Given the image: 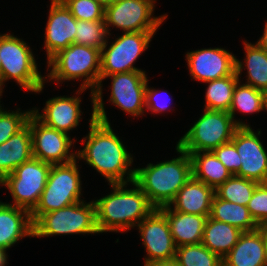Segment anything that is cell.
Wrapping results in <instances>:
<instances>
[{"label":"cell","mask_w":267,"mask_h":266,"mask_svg":"<svg viewBox=\"0 0 267 266\" xmlns=\"http://www.w3.org/2000/svg\"><path fill=\"white\" fill-rule=\"evenodd\" d=\"M81 143L85 146L76 152V159L85 160L106 178L108 184L134 181L135 168H130L133 162L131 153L114 133L111 124L96 120L94 107L89 120V133Z\"/></svg>","instance_id":"1"},{"label":"cell","mask_w":267,"mask_h":266,"mask_svg":"<svg viewBox=\"0 0 267 266\" xmlns=\"http://www.w3.org/2000/svg\"><path fill=\"white\" fill-rule=\"evenodd\" d=\"M129 184L134 187L127 189ZM129 184H109L112 187V193L93 200L100 233L127 232L136 227L155 209L150 204L147 195L134 181Z\"/></svg>","instance_id":"2"},{"label":"cell","mask_w":267,"mask_h":266,"mask_svg":"<svg viewBox=\"0 0 267 266\" xmlns=\"http://www.w3.org/2000/svg\"><path fill=\"white\" fill-rule=\"evenodd\" d=\"M176 152L180 154L177 158L135 168L134 182L147 195L155 209L169 206L178 191L192 177L190 155L177 145Z\"/></svg>","instance_id":"3"},{"label":"cell","mask_w":267,"mask_h":266,"mask_svg":"<svg viewBox=\"0 0 267 266\" xmlns=\"http://www.w3.org/2000/svg\"><path fill=\"white\" fill-rule=\"evenodd\" d=\"M100 57L99 49L73 43L47 61V72H50L45 76V80H54L56 84H60L66 80L81 79L83 82L76 93L81 95L86 89H91V102L94 106L93 92L100 83Z\"/></svg>","instance_id":"4"},{"label":"cell","mask_w":267,"mask_h":266,"mask_svg":"<svg viewBox=\"0 0 267 266\" xmlns=\"http://www.w3.org/2000/svg\"><path fill=\"white\" fill-rule=\"evenodd\" d=\"M0 94L2 86L12 79L29 92L41 93L44 89L45 76L38 71L32 49L21 38L13 34L0 35Z\"/></svg>","instance_id":"5"},{"label":"cell","mask_w":267,"mask_h":266,"mask_svg":"<svg viewBox=\"0 0 267 266\" xmlns=\"http://www.w3.org/2000/svg\"><path fill=\"white\" fill-rule=\"evenodd\" d=\"M106 78L112 79L111 95L108 102L133 117L143 116L145 113V95L148 82L145 70L100 76V83L93 92V107L96 120L111 124L109 123L102 97V82Z\"/></svg>","instance_id":"6"},{"label":"cell","mask_w":267,"mask_h":266,"mask_svg":"<svg viewBox=\"0 0 267 266\" xmlns=\"http://www.w3.org/2000/svg\"><path fill=\"white\" fill-rule=\"evenodd\" d=\"M77 159L66 164H52L38 205L31 212L34 223L42 214L81 201L82 181Z\"/></svg>","instance_id":"7"},{"label":"cell","mask_w":267,"mask_h":266,"mask_svg":"<svg viewBox=\"0 0 267 266\" xmlns=\"http://www.w3.org/2000/svg\"><path fill=\"white\" fill-rule=\"evenodd\" d=\"M100 234L94 201L81 200L70 206L42 214L33 223V237Z\"/></svg>","instance_id":"8"},{"label":"cell","mask_w":267,"mask_h":266,"mask_svg":"<svg viewBox=\"0 0 267 266\" xmlns=\"http://www.w3.org/2000/svg\"><path fill=\"white\" fill-rule=\"evenodd\" d=\"M239 126L226 111L204 109L201 117L177 142L188 154L213 151L220 145L231 142Z\"/></svg>","instance_id":"9"},{"label":"cell","mask_w":267,"mask_h":266,"mask_svg":"<svg viewBox=\"0 0 267 266\" xmlns=\"http://www.w3.org/2000/svg\"><path fill=\"white\" fill-rule=\"evenodd\" d=\"M51 165L32 157L7 175L0 182L13 198L14 203L7 204L26 209L31 213L39 203Z\"/></svg>","instance_id":"10"},{"label":"cell","mask_w":267,"mask_h":266,"mask_svg":"<svg viewBox=\"0 0 267 266\" xmlns=\"http://www.w3.org/2000/svg\"><path fill=\"white\" fill-rule=\"evenodd\" d=\"M156 0H116L105 8V25L108 34L112 28L126 32H156L167 14L154 17Z\"/></svg>","instance_id":"11"},{"label":"cell","mask_w":267,"mask_h":266,"mask_svg":"<svg viewBox=\"0 0 267 266\" xmlns=\"http://www.w3.org/2000/svg\"><path fill=\"white\" fill-rule=\"evenodd\" d=\"M155 33L126 32L115 38L110 46L107 41L101 49L100 76L143 71L136 68L134 64L139 56L148 49Z\"/></svg>","instance_id":"12"},{"label":"cell","mask_w":267,"mask_h":266,"mask_svg":"<svg viewBox=\"0 0 267 266\" xmlns=\"http://www.w3.org/2000/svg\"><path fill=\"white\" fill-rule=\"evenodd\" d=\"M32 134V156L50 164H66L76 159L70 149L76 140L41 122L33 113L28 118Z\"/></svg>","instance_id":"13"},{"label":"cell","mask_w":267,"mask_h":266,"mask_svg":"<svg viewBox=\"0 0 267 266\" xmlns=\"http://www.w3.org/2000/svg\"><path fill=\"white\" fill-rule=\"evenodd\" d=\"M136 228L139 229L142 244L147 252L144 263L175 259L177 247L166 216L159 209H154Z\"/></svg>","instance_id":"14"},{"label":"cell","mask_w":267,"mask_h":266,"mask_svg":"<svg viewBox=\"0 0 267 266\" xmlns=\"http://www.w3.org/2000/svg\"><path fill=\"white\" fill-rule=\"evenodd\" d=\"M239 127L231 140L240 157L241 168L236 176L267 183V152L261 142V130Z\"/></svg>","instance_id":"15"},{"label":"cell","mask_w":267,"mask_h":266,"mask_svg":"<svg viewBox=\"0 0 267 266\" xmlns=\"http://www.w3.org/2000/svg\"><path fill=\"white\" fill-rule=\"evenodd\" d=\"M190 76L203 83L236 73V56L225 48H203L186 53Z\"/></svg>","instance_id":"16"},{"label":"cell","mask_w":267,"mask_h":266,"mask_svg":"<svg viewBox=\"0 0 267 266\" xmlns=\"http://www.w3.org/2000/svg\"><path fill=\"white\" fill-rule=\"evenodd\" d=\"M48 21L45 27L44 49L47 61L56 53L74 43L77 19L60 0H50Z\"/></svg>","instance_id":"17"},{"label":"cell","mask_w":267,"mask_h":266,"mask_svg":"<svg viewBox=\"0 0 267 266\" xmlns=\"http://www.w3.org/2000/svg\"><path fill=\"white\" fill-rule=\"evenodd\" d=\"M81 96H57L46 101L43 112L33 108V114L45 125L67 133L76 128L82 116Z\"/></svg>","instance_id":"18"},{"label":"cell","mask_w":267,"mask_h":266,"mask_svg":"<svg viewBox=\"0 0 267 266\" xmlns=\"http://www.w3.org/2000/svg\"><path fill=\"white\" fill-rule=\"evenodd\" d=\"M214 196L215 189L192 176L178 191L169 206L178 212L209 216Z\"/></svg>","instance_id":"19"},{"label":"cell","mask_w":267,"mask_h":266,"mask_svg":"<svg viewBox=\"0 0 267 266\" xmlns=\"http://www.w3.org/2000/svg\"><path fill=\"white\" fill-rule=\"evenodd\" d=\"M23 237H33L31 213L0 201V247L8 250Z\"/></svg>","instance_id":"20"},{"label":"cell","mask_w":267,"mask_h":266,"mask_svg":"<svg viewBox=\"0 0 267 266\" xmlns=\"http://www.w3.org/2000/svg\"><path fill=\"white\" fill-rule=\"evenodd\" d=\"M159 210L166 216L176 247L201 243L208 216L178 212L170 206Z\"/></svg>","instance_id":"21"},{"label":"cell","mask_w":267,"mask_h":266,"mask_svg":"<svg viewBox=\"0 0 267 266\" xmlns=\"http://www.w3.org/2000/svg\"><path fill=\"white\" fill-rule=\"evenodd\" d=\"M222 262L223 266H267L266 248L258 230L243 232Z\"/></svg>","instance_id":"22"},{"label":"cell","mask_w":267,"mask_h":266,"mask_svg":"<svg viewBox=\"0 0 267 266\" xmlns=\"http://www.w3.org/2000/svg\"><path fill=\"white\" fill-rule=\"evenodd\" d=\"M32 157V134L27 122L20 131L0 144V182Z\"/></svg>","instance_id":"23"},{"label":"cell","mask_w":267,"mask_h":266,"mask_svg":"<svg viewBox=\"0 0 267 266\" xmlns=\"http://www.w3.org/2000/svg\"><path fill=\"white\" fill-rule=\"evenodd\" d=\"M245 58L244 62L236 58V74L240 79L243 69H247V81L245 84L267 93V51L257 43L243 41ZM244 65V66H243Z\"/></svg>","instance_id":"24"},{"label":"cell","mask_w":267,"mask_h":266,"mask_svg":"<svg viewBox=\"0 0 267 266\" xmlns=\"http://www.w3.org/2000/svg\"><path fill=\"white\" fill-rule=\"evenodd\" d=\"M243 233L239 228L209 217L206 220L201 243L211 252L224 258Z\"/></svg>","instance_id":"25"},{"label":"cell","mask_w":267,"mask_h":266,"mask_svg":"<svg viewBox=\"0 0 267 266\" xmlns=\"http://www.w3.org/2000/svg\"><path fill=\"white\" fill-rule=\"evenodd\" d=\"M189 155L192 161V176L213 189H217L232 176L212 151H199Z\"/></svg>","instance_id":"26"},{"label":"cell","mask_w":267,"mask_h":266,"mask_svg":"<svg viewBox=\"0 0 267 266\" xmlns=\"http://www.w3.org/2000/svg\"><path fill=\"white\" fill-rule=\"evenodd\" d=\"M209 217L239 228L243 232L257 230V223L247 206L225 201L216 194L213 198Z\"/></svg>","instance_id":"27"},{"label":"cell","mask_w":267,"mask_h":266,"mask_svg":"<svg viewBox=\"0 0 267 266\" xmlns=\"http://www.w3.org/2000/svg\"><path fill=\"white\" fill-rule=\"evenodd\" d=\"M240 83L239 79L233 92V100L228 113L232 116L234 122L239 127H250L249 124L236 120V118H234L235 112L238 111L245 114L262 112V110H264V99L266 93L255 89L253 86L248 84Z\"/></svg>","instance_id":"28"},{"label":"cell","mask_w":267,"mask_h":266,"mask_svg":"<svg viewBox=\"0 0 267 266\" xmlns=\"http://www.w3.org/2000/svg\"><path fill=\"white\" fill-rule=\"evenodd\" d=\"M238 81L239 77L235 73L224 78L205 82L208 83V87L205 92L206 102L204 109L229 112L233 100V92Z\"/></svg>","instance_id":"29"},{"label":"cell","mask_w":267,"mask_h":266,"mask_svg":"<svg viewBox=\"0 0 267 266\" xmlns=\"http://www.w3.org/2000/svg\"><path fill=\"white\" fill-rule=\"evenodd\" d=\"M176 266H223L222 258L202 243L177 247Z\"/></svg>","instance_id":"30"},{"label":"cell","mask_w":267,"mask_h":266,"mask_svg":"<svg viewBox=\"0 0 267 266\" xmlns=\"http://www.w3.org/2000/svg\"><path fill=\"white\" fill-rule=\"evenodd\" d=\"M258 184L256 181L232 175L215 189V194L225 201L247 206Z\"/></svg>","instance_id":"31"},{"label":"cell","mask_w":267,"mask_h":266,"mask_svg":"<svg viewBox=\"0 0 267 266\" xmlns=\"http://www.w3.org/2000/svg\"><path fill=\"white\" fill-rule=\"evenodd\" d=\"M105 20H77L74 44L90 46L101 51L109 40Z\"/></svg>","instance_id":"32"},{"label":"cell","mask_w":267,"mask_h":266,"mask_svg":"<svg viewBox=\"0 0 267 266\" xmlns=\"http://www.w3.org/2000/svg\"><path fill=\"white\" fill-rule=\"evenodd\" d=\"M32 113V109L22 112L20 108L16 111H6L0 104V144L20 131L27 124Z\"/></svg>","instance_id":"33"},{"label":"cell","mask_w":267,"mask_h":266,"mask_svg":"<svg viewBox=\"0 0 267 266\" xmlns=\"http://www.w3.org/2000/svg\"><path fill=\"white\" fill-rule=\"evenodd\" d=\"M77 20H105V8L94 0H60Z\"/></svg>","instance_id":"34"},{"label":"cell","mask_w":267,"mask_h":266,"mask_svg":"<svg viewBox=\"0 0 267 266\" xmlns=\"http://www.w3.org/2000/svg\"><path fill=\"white\" fill-rule=\"evenodd\" d=\"M247 208L257 224L267 220V183L256 186Z\"/></svg>","instance_id":"35"},{"label":"cell","mask_w":267,"mask_h":266,"mask_svg":"<svg viewBox=\"0 0 267 266\" xmlns=\"http://www.w3.org/2000/svg\"><path fill=\"white\" fill-rule=\"evenodd\" d=\"M212 152L232 175L239 172L241 168L240 157L232 142L220 145Z\"/></svg>","instance_id":"36"},{"label":"cell","mask_w":267,"mask_h":266,"mask_svg":"<svg viewBox=\"0 0 267 266\" xmlns=\"http://www.w3.org/2000/svg\"><path fill=\"white\" fill-rule=\"evenodd\" d=\"M166 94L165 96L167 97L168 102L170 101V99H172V97L167 96L168 93L166 90L164 92H162V94ZM161 95V91L160 90H156L155 88H149L148 86V82L146 85V95H145V110L151 111L152 113H160L162 114V112H165L167 110H171L168 109V107L170 108V103L167 104L168 102H166V100L162 99L164 102L160 101V99L163 97H165L164 95H161V97L159 96ZM159 97V98H158ZM170 97V98H169ZM167 109V110H166Z\"/></svg>","instance_id":"37"},{"label":"cell","mask_w":267,"mask_h":266,"mask_svg":"<svg viewBox=\"0 0 267 266\" xmlns=\"http://www.w3.org/2000/svg\"><path fill=\"white\" fill-rule=\"evenodd\" d=\"M257 230L263 237V241H264V245H265L266 253H267V220L260 222L257 225Z\"/></svg>","instance_id":"38"},{"label":"cell","mask_w":267,"mask_h":266,"mask_svg":"<svg viewBox=\"0 0 267 266\" xmlns=\"http://www.w3.org/2000/svg\"><path fill=\"white\" fill-rule=\"evenodd\" d=\"M266 24L264 25V31L262 36L259 38V40L256 42L262 49L267 51V21L265 22Z\"/></svg>","instance_id":"39"},{"label":"cell","mask_w":267,"mask_h":266,"mask_svg":"<svg viewBox=\"0 0 267 266\" xmlns=\"http://www.w3.org/2000/svg\"><path fill=\"white\" fill-rule=\"evenodd\" d=\"M144 266H176L175 261H163V262H149L144 263Z\"/></svg>","instance_id":"40"},{"label":"cell","mask_w":267,"mask_h":266,"mask_svg":"<svg viewBox=\"0 0 267 266\" xmlns=\"http://www.w3.org/2000/svg\"><path fill=\"white\" fill-rule=\"evenodd\" d=\"M6 249L0 247V266H5L7 265L8 261V255L6 253Z\"/></svg>","instance_id":"41"},{"label":"cell","mask_w":267,"mask_h":266,"mask_svg":"<svg viewBox=\"0 0 267 266\" xmlns=\"http://www.w3.org/2000/svg\"><path fill=\"white\" fill-rule=\"evenodd\" d=\"M94 1H97L100 5L106 8L107 6L113 4L116 0H94Z\"/></svg>","instance_id":"42"},{"label":"cell","mask_w":267,"mask_h":266,"mask_svg":"<svg viewBox=\"0 0 267 266\" xmlns=\"http://www.w3.org/2000/svg\"><path fill=\"white\" fill-rule=\"evenodd\" d=\"M264 110L267 111V93H266L265 99H264Z\"/></svg>","instance_id":"43"}]
</instances>
